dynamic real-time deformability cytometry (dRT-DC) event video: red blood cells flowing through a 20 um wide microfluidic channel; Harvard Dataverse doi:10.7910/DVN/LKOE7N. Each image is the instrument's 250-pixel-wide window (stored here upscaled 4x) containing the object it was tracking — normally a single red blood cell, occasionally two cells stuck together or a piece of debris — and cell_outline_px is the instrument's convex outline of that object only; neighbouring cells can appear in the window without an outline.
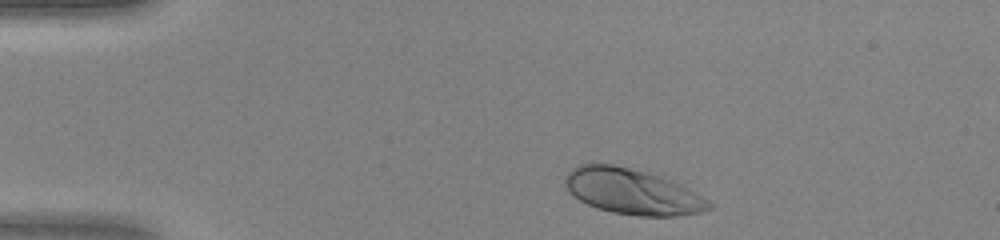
{"species": "human", "species_latin": "Homo sapiens", "temperature_condition": "warm", "stored_images_in_passage": 39, "camera_frame_rate_fps": 3000, "um_per_image_px": 0.085, "donor": {"sex": "female"}, "frame": {"image": 1, "passage_image": 1, "time_ms": 0.0, "image_size_px": [1000, 240], "cell_outline_px": [[716, 204], [712, 208], [700, 212], [676, 216], [640, 216], [612, 212], [596, 208], [580, 200], [564, 184], [564, 176], [572, 168], [580, 164], [612, 164], [648, 168], [696, 192]], "centroid_in_image_um": [53.81, 16.24], "position_along_channel_um": 31.2, "area_um2": 39.13}}
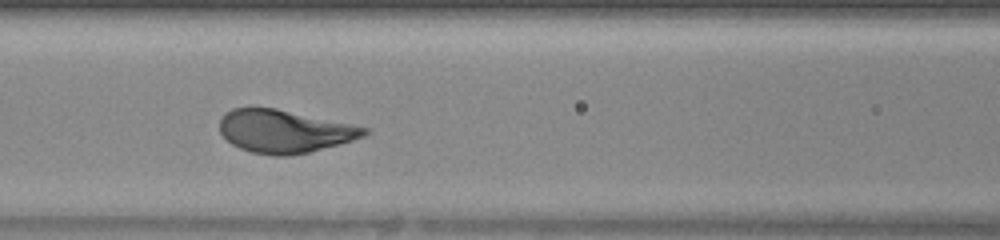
{"frame": {"image": 2, "passage_image": 13, "time_ms": 4.0, "image_size_px": [1000, 240], "cell_outline_px": [[372, 132], [364, 136], [352, 140], [308, 152], [288, 156], [272, 156], [252, 152], [240, 148], [232, 144], [220, 132], [220, 120], [224, 112], [232, 108], [276, 108], [372, 128]], "centroid_in_image_um": [24.2, 11.15], "position_along_channel_um": 142.4, "area_um2": 36.18}}
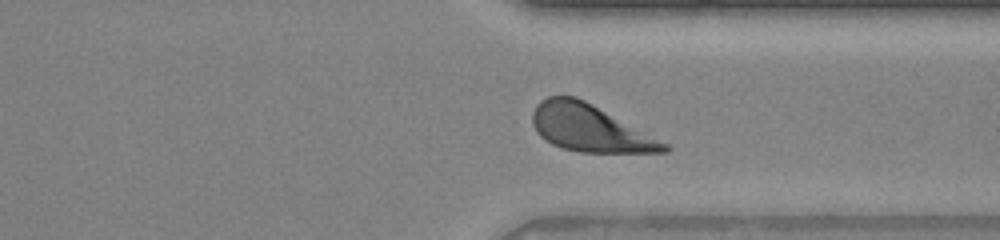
{"frame": {"image": 3, "passage_image": 28, "time_ms": 9.0, "image_size_px": [1000, 240], "cell_outline_px": [[672, 148], [668, 152], [580, 152], [564, 148], [552, 144], [540, 136], [536, 132], [532, 124], [532, 112], [536, 104], [540, 100], [548, 96], [576, 96], [584, 100], [668, 144]], "centroid_in_image_um": [50.09, 10.89], "position_along_channel_um": 361.3, "area_um2": 35.6}}